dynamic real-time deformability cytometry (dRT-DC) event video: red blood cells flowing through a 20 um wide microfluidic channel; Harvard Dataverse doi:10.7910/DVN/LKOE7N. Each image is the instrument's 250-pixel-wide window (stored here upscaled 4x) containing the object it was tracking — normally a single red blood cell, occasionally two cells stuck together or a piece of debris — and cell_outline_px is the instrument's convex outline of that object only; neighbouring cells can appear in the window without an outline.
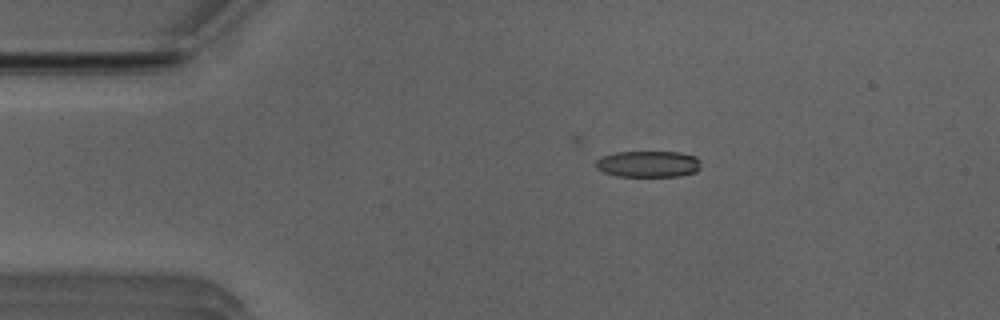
{"species": "Egyptian fruit bat (a non-hibernating species)", "species_latin": "Rousettus aegyptiacus", "temperature_condition": "room temperature", "stored_images_in_passage": 43, "camera_frame_rate_fps": 3000, "um_per_image_px": 0.085, "animal": {"sex": "male"}, "frame": {"image": 1, "passage_image": 1, "time_ms": 0.0, "image_size_px": [1000, 320], "cell_outline_px": [[700, 168], [696, 172], [680, 176], [616, 176], [604, 172], [596, 168], [596, 160], [604, 156], [616, 152], [680, 152], [696, 156], [700, 160]], "centroid_in_image_um": [55.13, 13.94], "position_along_channel_um": 29.9, "area_um2": 16.18}}
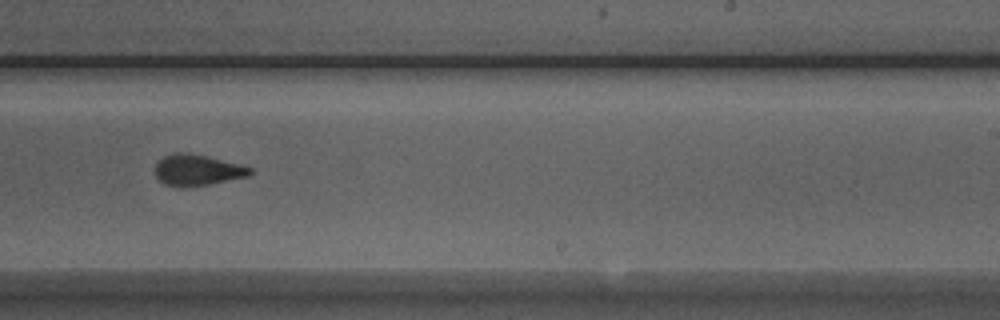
{"frame": {"image": 2, "passage_image": 23, "time_ms": 7.333, "image_size_px": [1000, 320], "cell_outline_px": [[252, 172], [248, 176], [208, 184], [164, 184], [156, 176], [156, 164], [164, 156], [176, 152], [188, 152], [252, 168]], "centroid_in_image_um": [16.76, 14.42], "position_along_channel_um": 272.2, "area_um2": 16.18}}
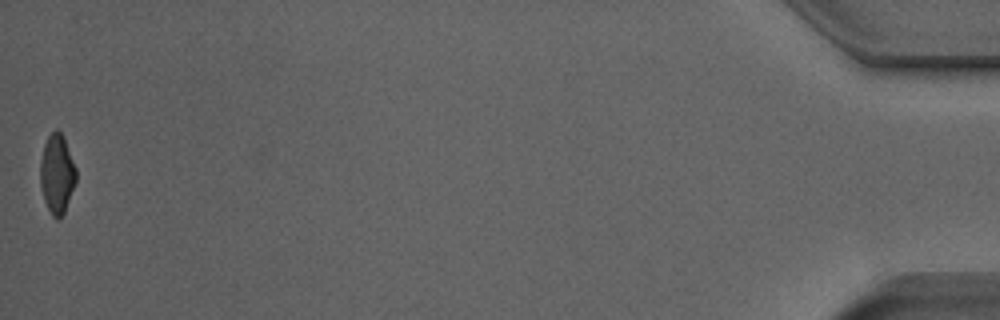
{"frame": {"image": 3, "passage_image": 43, "time_ms": 14.0, "image_size_px": [1000, 320], "cell_outline_px": [[76, 180], [64, 212], [60, 220], [56, 220], [52, 216], [44, 200], [40, 184], [40, 160], [44, 144], [48, 136], [56, 128], [64, 136], [76, 168]], "centroid_in_image_um": [4.83, 14.77], "position_along_channel_um": 430.4, "area_um2": 16.59}, "authors_computed_cell_mechanics": {"area_um2": 17.2822, "velocity_mm_per_s": 3.9487, "shape_relaxation_time_tau1_ms": 4.4935, "shape_relaxation_time_tau2_ms": 1.7766, "deformation_change_tau1": 0.1687, "deformation_change_tau2": 0.0977}}